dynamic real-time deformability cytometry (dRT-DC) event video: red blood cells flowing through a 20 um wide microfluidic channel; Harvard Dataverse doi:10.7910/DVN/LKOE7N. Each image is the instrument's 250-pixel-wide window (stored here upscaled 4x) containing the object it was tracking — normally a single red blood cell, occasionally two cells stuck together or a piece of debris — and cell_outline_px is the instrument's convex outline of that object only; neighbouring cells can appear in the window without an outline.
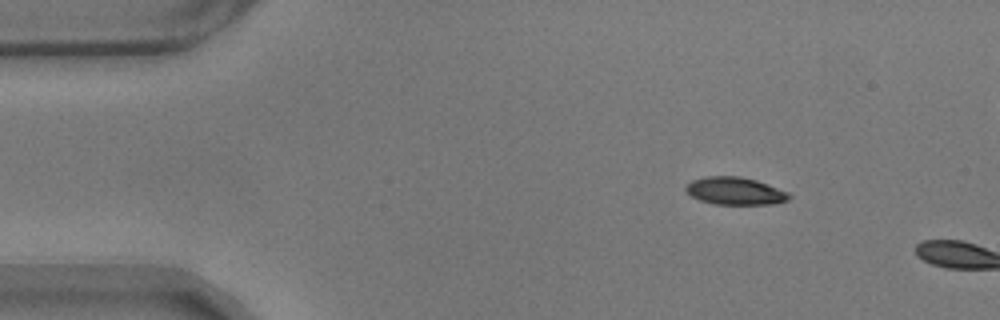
{"species": "common noctule bat (a hibernating species)", "species_latin": "Nyctalus noctula", "temperature_condition": "warm", "stored_images_in_passage": 3, "camera_frame_rate_fps": 3000, "um_per_image_px": 0.085, "animal": {"sex": "male", "body_mass_g": 17.9}, "frame": {"image": 1, "passage_image": 1, "time_ms": 0.0, "image_size_px": [1000, 320], "cell_outline_px": [[792, 196], [788, 200], [776, 204], [716, 204], [700, 200], [692, 196], [684, 188], [684, 184], [692, 180], [704, 176], [740, 176], [756, 180], [788, 192]], "centroid_in_image_um": [62.47, 16.23], "position_along_channel_um": 22.5, "area_um2": 16.65}}